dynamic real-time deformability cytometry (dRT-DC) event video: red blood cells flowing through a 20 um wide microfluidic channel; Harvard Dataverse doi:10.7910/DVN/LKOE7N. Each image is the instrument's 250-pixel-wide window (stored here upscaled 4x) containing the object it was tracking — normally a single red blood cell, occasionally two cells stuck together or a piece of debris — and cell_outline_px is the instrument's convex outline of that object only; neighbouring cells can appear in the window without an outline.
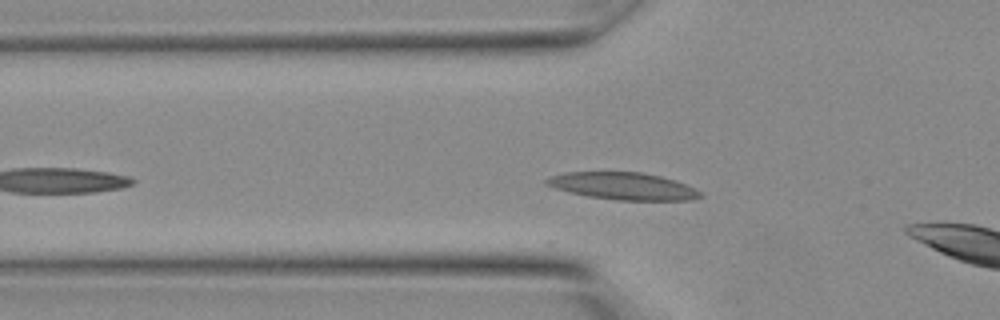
{"species": "Egyptian fruit bat (a non-hibernating species)", "species_latin": "Rousettus aegyptiacus", "temperature_condition": "warm", "stored_images_in_passage": 3, "camera_frame_rate_fps": 3000, "um_per_image_px": 0.085, "animal": {"sex": "female"}, "frame": {"image": 1, "passage_image": 2, "time_ms": 0.333, "image_size_px": [1000, 320], "cell_outline_px": [[704, 196], [692, 200], [616, 200], [588, 196], [568, 192], [544, 184], [544, 180], [552, 176], [564, 172], [640, 172], [660, 176], [676, 180], [700, 192]], "centroid_in_image_um": [52.94, 15.82], "position_along_channel_um": 72.9, "area_um2": 24.28}}